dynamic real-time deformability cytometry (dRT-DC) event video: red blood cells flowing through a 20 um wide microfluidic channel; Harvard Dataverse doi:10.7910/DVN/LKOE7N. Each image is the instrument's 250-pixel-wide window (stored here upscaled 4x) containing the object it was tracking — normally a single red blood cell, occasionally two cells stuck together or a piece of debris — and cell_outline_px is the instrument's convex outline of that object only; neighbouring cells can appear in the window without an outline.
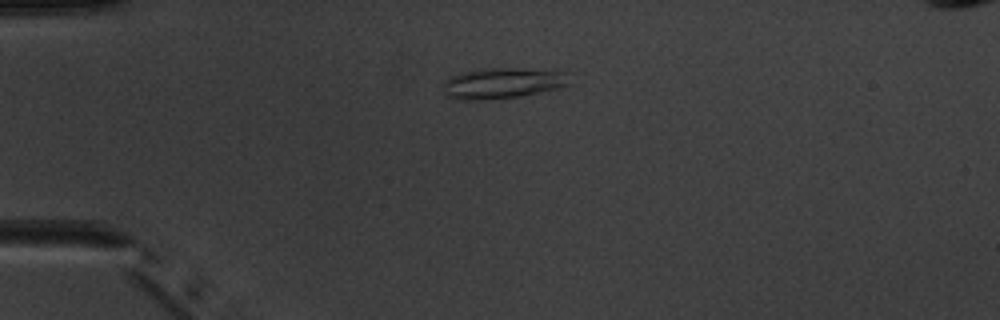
{"species": "common noctule bat (a hibernating species)", "species_latin": "Nyctalus noctula", "temperature_condition": "warm", "stored_images_in_passage": 3, "camera_frame_rate_fps": 3000, "um_per_image_px": 0.085, "animal": {"sex": "male", "body_mass_g": 20.1, "forearm_length_mm": 53.5}, "frame": {"image": 1, "passage_image": 2, "time_ms": 1.333, "image_size_px": [1000, 320], "cell_outline_px": [[572, 72], [568, 84], [556, 88], [540, 92], [516, 96], [484, 100], [464, 100], [448, 96], [444, 84], [444, 80], [460, 72], [484, 68], [516, 68]], "centroid_in_image_um": [42.76, 7.04], "position_along_channel_um": 42.2, "area_um2": 22.48}}